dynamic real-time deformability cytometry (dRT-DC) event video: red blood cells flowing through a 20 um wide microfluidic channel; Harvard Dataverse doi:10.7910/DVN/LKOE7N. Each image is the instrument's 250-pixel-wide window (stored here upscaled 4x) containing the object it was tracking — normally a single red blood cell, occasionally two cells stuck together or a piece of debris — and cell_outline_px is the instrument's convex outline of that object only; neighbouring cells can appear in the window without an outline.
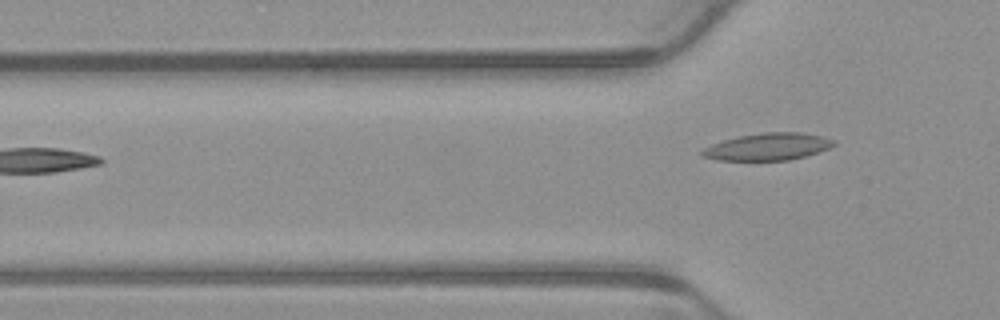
{"species": "common noctule bat (a hibernating species)", "species_latin": "Nyctalus noctula", "temperature_condition": "warm", "stored_images_in_passage": 5, "segment_of_instrument_passage": [2, 2], "camera_frame_rate_fps": 3000, "um_per_image_px": 0.085, "animal": {"sex": "male", "body_mass_g": 23.1, "forearm_length_mm": 52.7}, "frame": {"image": 1, "passage_image": 5, "time_ms": 1.333, "image_size_px": [1000, 320], "cell_outline_px": [[836, 144], [828, 148], [804, 156], [788, 160], [716, 160], [700, 156], [700, 152], [704, 148], [712, 144], [724, 140], [740, 136], [764, 132], [804, 132], [824, 136], [836, 140]], "centroid_in_image_um": [65.27, 12.46], "position_along_channel_um": 60.5, "area_um2": 20.81}}